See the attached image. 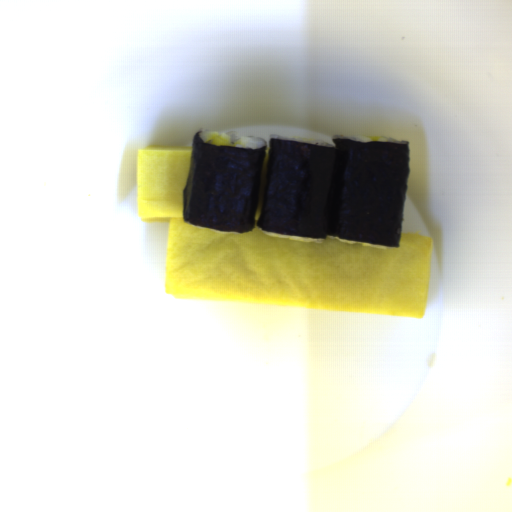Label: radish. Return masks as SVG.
<instances>
[{
  "label": "radish",
  "mask_w": 512,
  "mask_h": 512,
  "mask_svg": "<svg viewBox=\"0 0 512 512\" xmlns=\"http://www.w3.org/2000/svg\"><path fill=\"white\" fill-rule=\"evenodd\" d=\"M207 144L217 145V146H232L229 142L221 138L220 136H216ZM233 147V146H232Z\"/></svg>",
  "instance_id": "1f323893"
},
{
  "label": "radish",
  "mask_w": 512,
  "mask_h": 512,
  "mask_svg": "<svg viewBox=\"0 0 512 512\" xmlns=\"http://www.w3.org/2000/svg\"><path fill=\"white\" fill-rule=\"evenodd\" d=\"M384 136H381V135H372L370 137H368L372 142H377L378 140H380L381 138H383Z\"/></svg>",
  "instance_id": "8e3532e8"
}]
</instances>
